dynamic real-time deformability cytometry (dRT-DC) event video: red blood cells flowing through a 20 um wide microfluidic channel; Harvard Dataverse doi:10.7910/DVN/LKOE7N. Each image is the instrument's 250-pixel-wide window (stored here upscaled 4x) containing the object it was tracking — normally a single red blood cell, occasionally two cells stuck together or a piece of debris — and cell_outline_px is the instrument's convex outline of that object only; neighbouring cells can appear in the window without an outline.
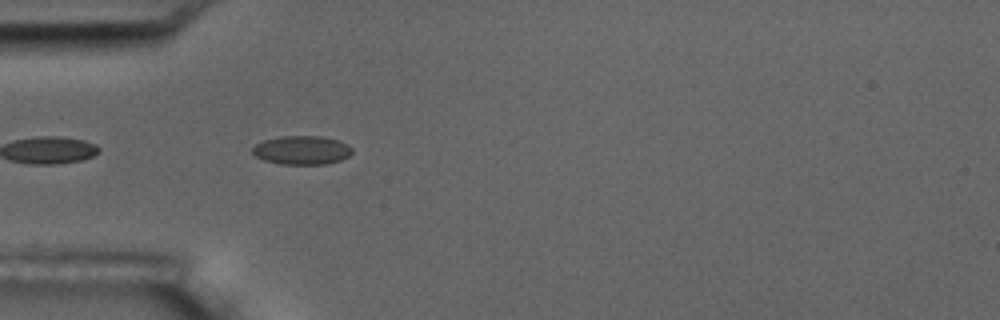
{"species": "common noctule bat (a hibernating species)", "species_latin": "Nyctalus noctula", "temperature_condition": "room temperature", "stored_images_in_passage": 5, "segment_of_instrument_passage": [2, 2], "camera_frame_rate_fps": 3000, "um_per_image_px": 0.085, "animal": {"sex": "male", "body_mass_g": 17.5, "forearm_length_mm": 52.3}, "frame": {"image": 1, "passage_image": 5, "time_ms": 4.333, "image_size_px": [1000, 320], "cell_outline_px": [[352, 152], [348, 156], [340, 160], [324, 164], [280, 164], [264, 160], [256, 156], [252, 152], [252, 148], [256, 144], [264, 140], [280, 136], [320, 136], [336, 140], [348, 144], [352, 148]], "centroid_in_image_um": [25.64, 12.76], "position_along_channel_um": 59.4, "area_um2": 16.59}}